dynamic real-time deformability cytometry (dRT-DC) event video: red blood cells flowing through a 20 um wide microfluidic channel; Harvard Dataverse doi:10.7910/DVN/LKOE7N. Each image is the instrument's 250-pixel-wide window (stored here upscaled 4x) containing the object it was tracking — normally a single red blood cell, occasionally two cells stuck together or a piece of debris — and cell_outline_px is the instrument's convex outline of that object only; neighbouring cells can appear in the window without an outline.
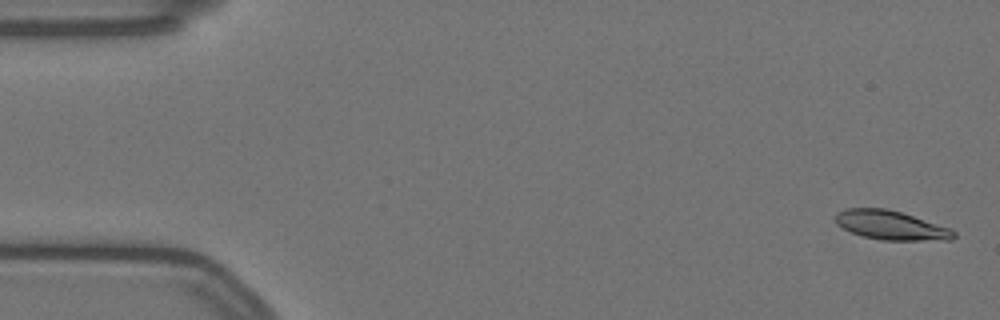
{"species": "Egyptian fruit bat (a non-hibernating species)", "species_latin": "Rousettus aegyptiacus", "temperature_condition": "warm", "stored_images_in_passage": 59, "segment_of_instrument_passage": [1, 2], "camera_frame_rate_fps": 3000, "um_per_image_px": 0.085, "animal": {"sex": "female"}, "frame": {"image": 1, "passage_image": 2, "time_ms": 0.333, "image_size_px": [1000, 320], "cell_outline_px": [[956, 236], [952, 240], [880, 240], [864, 236], [852, 232], [836, 224], [836, 212], [848, 208], [884, 208], [900, 212], [952, 228], [956, 232]], "centroid_in_image_um": [75.77, 19.15], "position_along_channel_um": 9.2, "area_um2": 20.0}}
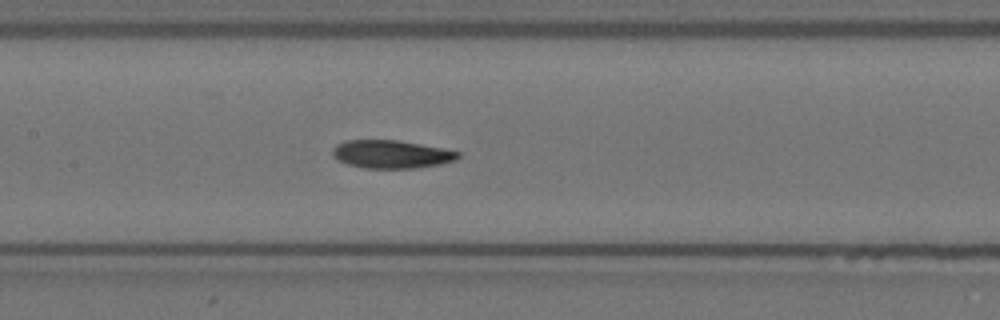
{"frame": {"image": 2, "passage_image": 27, "time_ms": 8.667, "image_size_px": [1000, 320], "cell_outline_px": [[460, 156], [456, 160], [440, 164], [416, 168], [364, 168], [348, 164], [332, 156], [332, 148], [336, 144], [344, 140], [396, 140], [444, 148], [460, 152]], "centroid_in_image_um": [33.26, 13.1], "position_along_channel_um": 174.1, "area_um2": 20.58}}
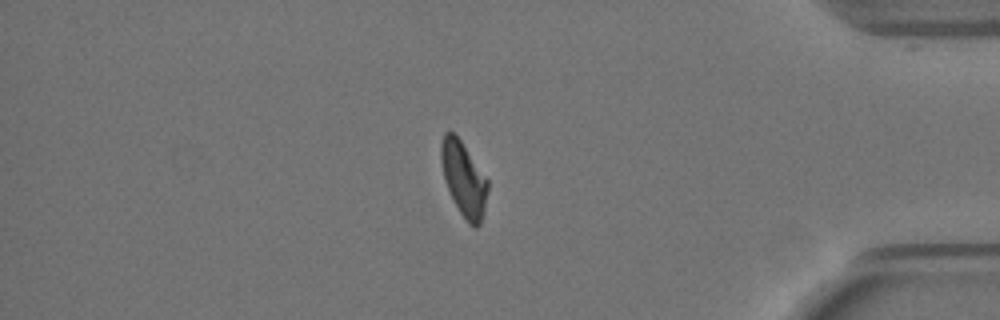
{"frame": {"image": 3, "passage_image": 49, "time_ms": 16.0, "image_size_px": [1000, 320], "cell_outline_px": [[488, 188], [484, 212], [480, 224], [476, 228], [472, 228], [468, 224], [460, 212], [444, 180], [440, 160], [440, 144], [444, 132], [452, 132], [460, 140], [488, 180]], "centroid_in_image_um": [39.41, 15.23], "position_along_channel_um": 395.8, "area_um2": 20.06}}